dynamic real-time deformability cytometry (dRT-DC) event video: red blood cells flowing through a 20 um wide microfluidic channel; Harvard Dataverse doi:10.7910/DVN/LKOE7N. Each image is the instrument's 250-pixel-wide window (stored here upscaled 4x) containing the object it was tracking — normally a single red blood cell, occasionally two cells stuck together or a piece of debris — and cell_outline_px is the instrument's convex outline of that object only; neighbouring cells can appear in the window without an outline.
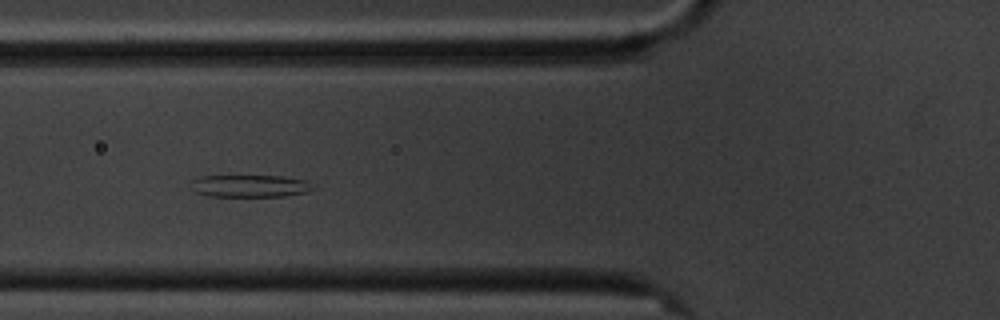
{"species": "common noctule bat (a hibernating species)", "species_latin": "Nyctalus noctula", "temperature_condition": "cold", "stored_images_in_passage": 9, "camera_frame_rate_fps": 3000, "um_per_image_px": 0.085, "animal": {"sex": "male", "body_mass_g": 20.1, "forearm_length_mm": 53.5}, "frame": {"image": 1, "passage_image": 6, "time_ms": 5.667, "image_size_px": [1000, 320], "cell_outline_px": [[312, 188], [308, 192], [284, 196], [208, 196], [196, 192], [192, 180], [200, 176], [280, 176], [308, 180]], "centroid_in_image_um": [21.28, 15.8], "position_along_channel_um": 104.5, "area_um2": 15.61}}
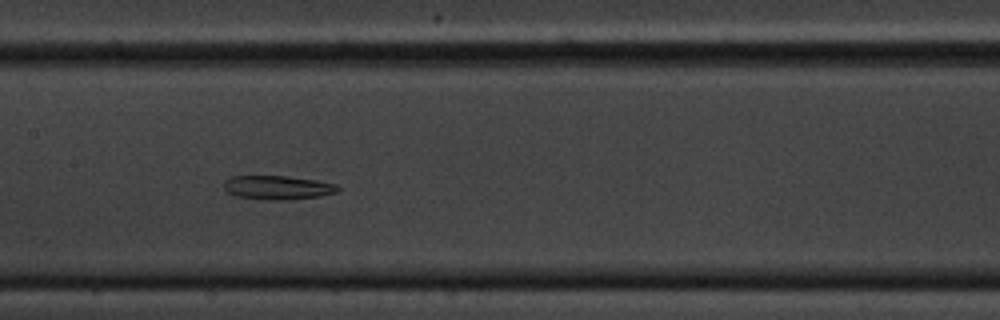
{"frame": {"image": 2, "passage_image": 8, "time_ms": 8.0, "image_size_px": [1000, 320], "cell_outline_px": [[340, 188], [336, 192], [320, 196], [292, 200], [268, 200], [236, 196], [228, 192], [224, 188], [224, 180], [232, 176], [288, 176], [316, 180], [336, 184]], "centroid_in_image_um": [23.6, 15.94], "position_along_channel_um": 183.8, "area_um2": 15.95}}
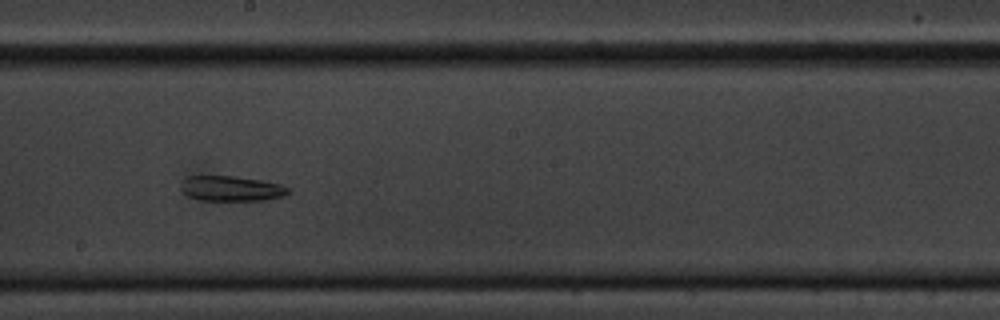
{"frame": {"image": 3, "passage_image": 9, "time_ms": 9.333, "image_size_px": [1000, 320], "cell_outline_px": [[292, 192], [284, 196], [264, 200], [200, 200], [188, 196], [180, 192], [180, 184], [188, 176], [236, 176], [260, 180], [280, 184], [292, 188]], "centroid_in_image_um": [19.68, 16.03], "position_along_channel_um": 228.5, "area_um2": 15.95}}